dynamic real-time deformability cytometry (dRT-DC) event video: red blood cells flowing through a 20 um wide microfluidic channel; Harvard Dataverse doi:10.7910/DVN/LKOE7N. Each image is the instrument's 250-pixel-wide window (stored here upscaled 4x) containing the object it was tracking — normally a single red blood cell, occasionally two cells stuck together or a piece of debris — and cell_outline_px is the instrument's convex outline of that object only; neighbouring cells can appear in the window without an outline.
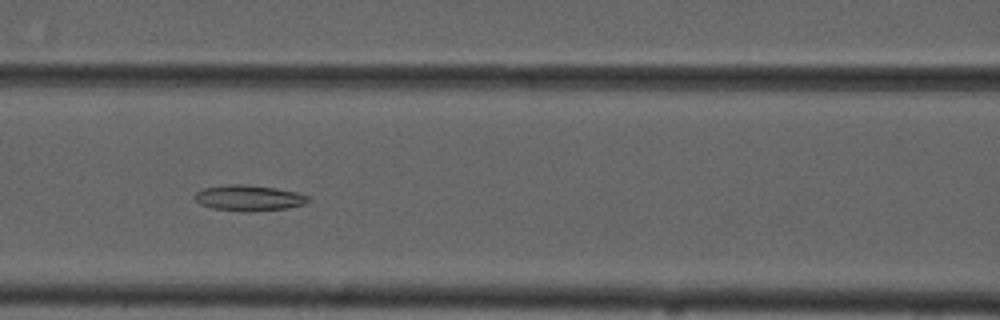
{"species": "common noctule bat (a hibernating species)", "species_latin": "Nyctalus noctula", "temperature_condition": "cold", "stored_images_in_passage": 11, "camera_frame_rate_fps": 3000, "um_per_image_px": 0.085, "animal": {"sex": "male", "forearm_length_mm": 52.5}, "frame": {"image": 1, "passage_image": 7, "time_ms": 8.0, "image_size_px": [1000, 320], "cell_outline_px": [[312, 200], [304, 204], [284, 208], [248, 212], [244, 212], [212, 208], [200, 204], [196, 200], [196, 192], [204, 188], [228, 184], [244, 184], [276, 188], [296, 192], [308, 196]], "centroid_in_image_um": [21.16, 16.82], "position_along_channel_um": 145.4, "area_um2": 16.94}}
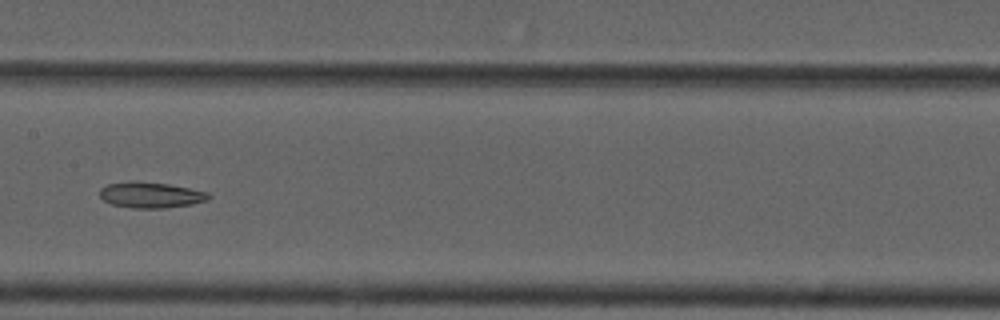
{"frame": {"image": 2, "passage_image": 8, "time_ms": 9.333, "image_size_px": [1000, 320], "cell_outline_px": [[212, 196], [208, 200], [192, 204], [164, 208], [132, 208], [112, 204], [104, 200], [100, 196], [100, 188], [108, 184], [132, 180], [168, 184], [208, 192]], "centroid_in_image_um": [12.82, 16.57], "position_along_channel_um": 194.6, "area_um2": 16.42}}
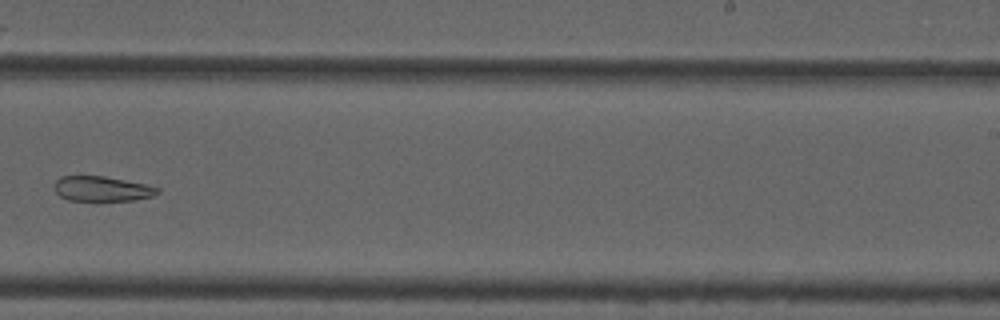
{"frame": {"image": 3, "passage_image": 10, "time_ms": 11.667, "image_size_px": [1000, 320], "cell_outline_px": [[160, 192], [152, 196], [132, 200], [68, 200], [60, 196], [52, 188], [52, 184], [60, 176], [104, 176], [148, 184], [160, 188]], "centroid_in_image_um": [8.64, 16.03], "position_along_channel_um": 280.4, "area_um2": 15.14}}